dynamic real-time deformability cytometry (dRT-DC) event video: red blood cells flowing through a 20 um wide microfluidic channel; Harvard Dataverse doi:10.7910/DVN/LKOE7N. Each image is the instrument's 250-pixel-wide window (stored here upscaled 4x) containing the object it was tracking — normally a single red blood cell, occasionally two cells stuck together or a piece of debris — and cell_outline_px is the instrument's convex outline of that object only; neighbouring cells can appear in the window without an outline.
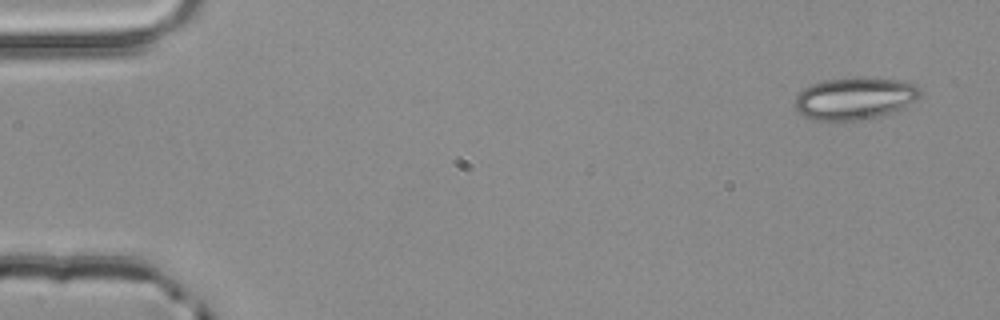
{"species": "common noctule bat (a hibernating species)", "species_latin": "Nyctalus noctula", "temperature_condition": "room temperature", "stored_images_in_passage": 3, "camera_frame_rate_fps": 3000, "um_per_image_px": 0.085, "animal": {"sex": "male", "body_mass_g": 20.4}, "frame": {"image": 1, "passage_image": 1, "time_ms": 0.0, "image_size_px": [1000, 320], "cell_outline_px": [[920, 96], [916, 100], [904, 108], [880, 116], [856, 120], [812, 120], [804, 116], [792, 104], [796, 96], [804, 88], [812, 84], [824, 80], [852, 76], [856, 76], [900, 80], [912, 84], [920, 88]], "centroid_in_image_um": [72.64, 8.35], "position_along_channel_um": 12.4, "area_um2": 31.1}}